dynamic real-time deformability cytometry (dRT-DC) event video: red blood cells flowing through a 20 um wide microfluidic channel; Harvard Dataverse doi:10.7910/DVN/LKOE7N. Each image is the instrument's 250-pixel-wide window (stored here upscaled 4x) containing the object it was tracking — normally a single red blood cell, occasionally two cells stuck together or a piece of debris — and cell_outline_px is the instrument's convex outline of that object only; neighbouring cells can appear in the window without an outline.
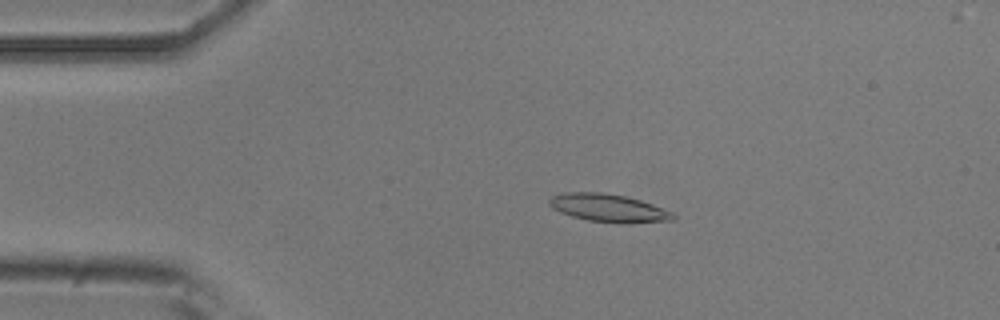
{"species": "common noctule bat (a hibernating species)", "species_latin": "Nyctalus noctula", "temperature_condition": "room temperature", "stored_images_in_passage": 51, "camera_frame_rate_fps": 3000, "um_per_image_px": 0.085, "animal": {"sex": "male", "body_mass_g": 20.5, "forearm_length_mm": 52.5}, "frame": {"image": 1, "passage_image": 10, "time_ms": 3.0, "image_size_px": [1000, 320], "cell_outline_px": [[676, 220], [628, 224], [588, 220], [572, 216], [560, 212], [552, 208], [548, 204], [548, 200], [552, 196], [564, 192], [600, 192], [624, 196], [640, 200], [652, 204], [672, 212], [676, 216]], "centroid_in_image_um": [51.73, 17.69], "position_along_channel_um": 33.3, "area_um2": 20.23}}
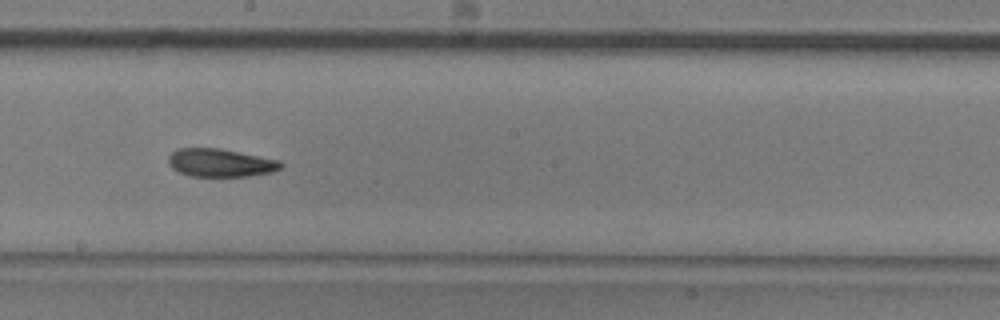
{"frame": {"image": 2, "passage_image": 28, "time_ms": 9.0, "image_size_px": [1000, 320], "cell_outline_px": [[284, 164], [280, 168], [272, 172], [248, 176], [188, 176], [172, 168], [168, 164], [168, 156], [176, 148], [220, 148], [280, 160]], "centroid_in_image_um": [18.72, 13.83], "position_along_channel_um": 229.5, "area_um2": 18.5}}
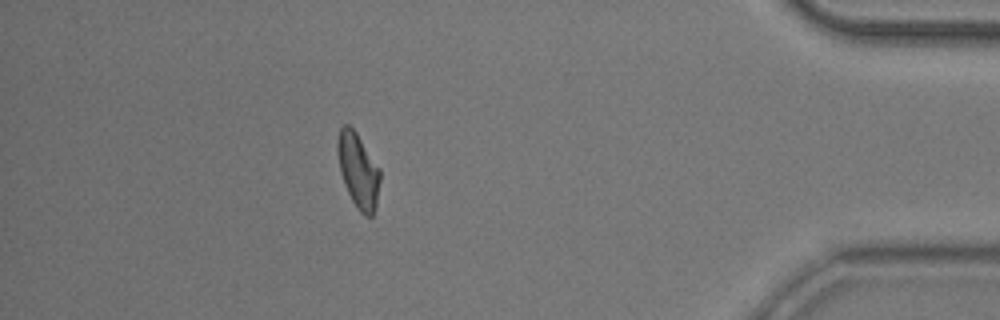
{"frame": {"image": 3, "passage_image": 45, "time_ms": 14.667, "image_size_px": [1000, 320], "cell_outline_px": [[380, 180], [376, 204], [372, 216], [364, 216], [356, 208], [344, 184], [340, 172], [336, 148], [336, 140], [340, 128], [344, 124], [348, 124], [356, 132], [380, 168]], "centroid_in_image_um": [30.43, 14.47], "position_along_channel_um": 404.8, "area_um2": 18.61}, "authors_computed_cell_mechanics": {"area_um2": 18.9006, "velocity_mm_per_s": 3.9376, "shape_relaxation_time_tau1_ms": 5.7818, "shape_relaxation_time_tau2_ms": 3.4879, "deformation_change_tau1": 0.1838, "deformation_change_tau2": 0.1067}}